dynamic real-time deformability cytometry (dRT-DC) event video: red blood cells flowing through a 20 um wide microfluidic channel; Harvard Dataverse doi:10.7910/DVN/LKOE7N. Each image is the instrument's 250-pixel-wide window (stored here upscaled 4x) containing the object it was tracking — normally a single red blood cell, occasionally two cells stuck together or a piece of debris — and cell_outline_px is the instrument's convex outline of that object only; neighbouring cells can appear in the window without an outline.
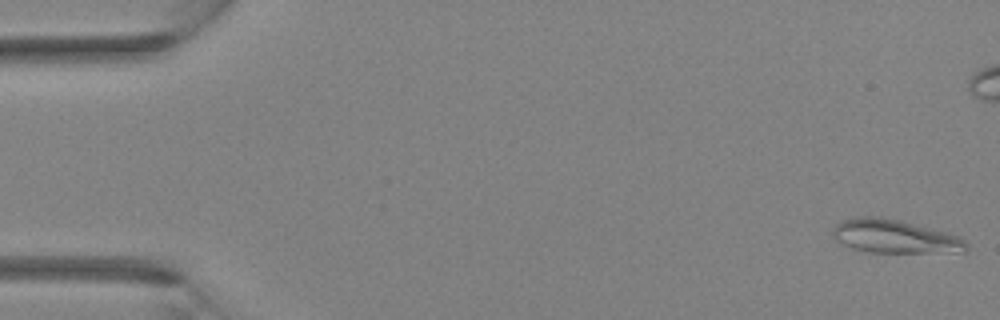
{"species": "Egyptian fruit bat (a non-hibernating species)", "species_latin": "Rousettus aegyptiacus", "temperature_condition": "room temperature", "stored_images_in_passage": 41, "camera_frame_rate_fps": 3000, "um_per_image_px": 0.085, "animal": {"sex": "female"}, "frame": {"image": 1, "passage_image": 1, "time_ms": 0.0, "image_size_px": [1000, 320], "cell_outline_px": [[968, 248], [964, 252], [868, 252], [852, 248], [836, 240], [832, 236], [832, 232], [836, 224], [844, 220], [860, 216], [880, 216], [900, 220], [960, 236], [968, 244]], "centroid_in_image_um": [76.05, 20.09], "position_along_channel_um": 8.9, "area_um2": 25.95}}
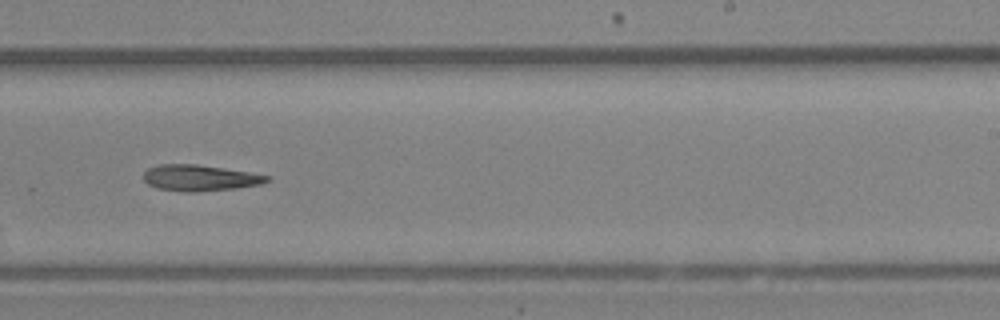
{"frame": {"image": 2, "passage_image": 25, "time_ms": 8.0, "image_size_px": [1000, 320], "cell_outline_px": [[272, 180], [260, 184], [236, 188], [192, 192], [184, 192], [156, 188], [148, 184], [144, 180], [144, 172], [148, 168], [160, 164], [196, 164], [224, 168], [272, 176]], "centroid_in_image_um": [16.99, 15.12], "position_along_channel_um": 272.0, "area_um2": 18.79}}
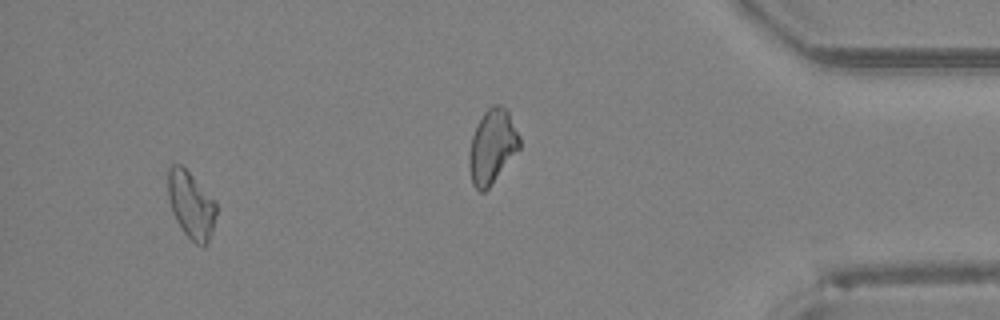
{"frame": {"image": 3, "passage_image": 38, "time_ms": 12.333, "image_size_px": [1000, 320], "cell_outline_px": [[216, 212], [208, 244], [196, 244], [184, 232], [176, 220], [172, 212], [168, 196], [168, 168], [172, 164], [180, 164], [216, 200]], "centroid_in_image_um": [16.23, 17.39], "position_along_channel_um": 419.0, "area_um2": 18.55}}